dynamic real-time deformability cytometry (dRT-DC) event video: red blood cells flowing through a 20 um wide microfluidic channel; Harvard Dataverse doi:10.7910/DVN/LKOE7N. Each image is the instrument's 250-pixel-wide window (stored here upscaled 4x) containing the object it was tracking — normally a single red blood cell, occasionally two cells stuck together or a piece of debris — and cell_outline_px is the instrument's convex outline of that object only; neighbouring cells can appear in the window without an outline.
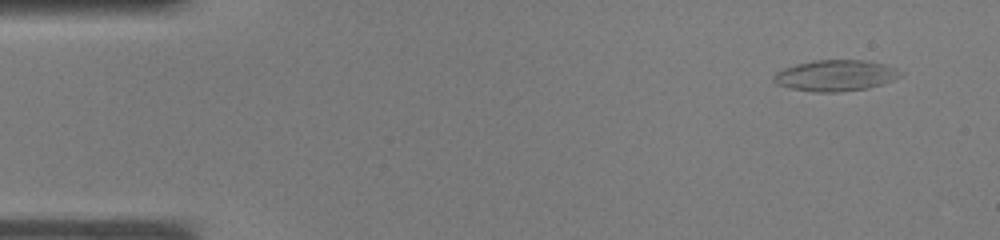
{"species": "common noctule bat (a hibernating species)", "species_latin": "Nyctalus noctula", "temperature_condition": "warm", "stored_images_in_passage": 19, "camera_frame_rate_fps": 3000, "um_per_image_px": 0.085, "animal": {"sex": "male", "body_mass_g": 19.0, "forearm_length_mm": 50.8}, "frame": {"image": 1, "passage_image": 1, "time_ms": 0.0, "image_size_px": [1000, 240], "cell_outline_px": [[904, 72], [900, 76], [892, 80], [868, 88], [836, 92], [812, 92], [788, 88], [776, 84], [772, 80], [772, 76], [776, 72], [784, 68], [796, 64], [812, 60], [868, 60], [884, 64], [896, 68]], "centroid_in_image_um": [70.98, 6.41], "position_along_channel_um": 14.0, "area_um2": 23.12}}
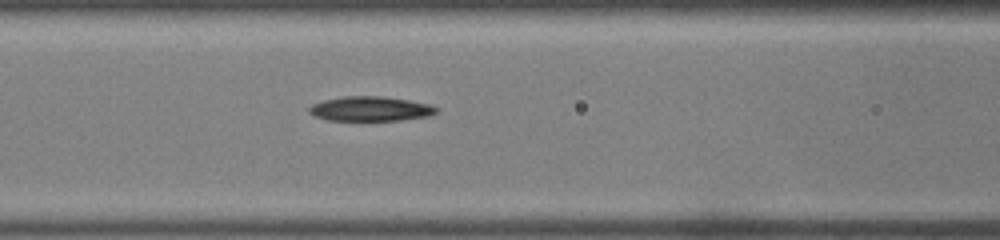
{"frame": {"image": 2, "passage_image": 14, "time_ms": 4.333, "image_size_px": [1000, 240], "cell_outline_px": [[440, 108], [436, 112], [428, 116], [400, 120], [328, 120], [316, 116], [308, 112], [308, 108], [312, 104], [324, 100], [344, 96], [384, 96], [432, 104]], "centroid_in_image_um": [31.51, 9.24], "position_along_channel_um": 135.1, "area_um2": 18.26}}
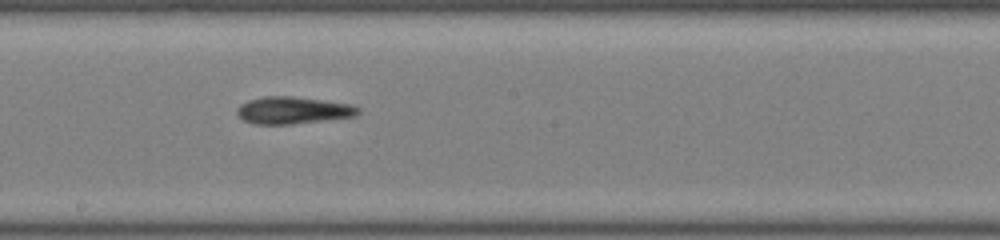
{"frame": {"image": 3, "passage_image": 19, "time_ms": 6.0, "image_size_px": [1000, 240], "cell_outline_px": [[360, 112], [356, 116], [292, 124], [256, 124], [244, 120], [236, 112], [236, 108], [240, 104], [248, 100], [264, 96], [292, 96], [352, 104], [360, 108]], "centroid_in_image_um": [24.91, 9.37], "position_along_channel_um": 223.3, "area_um2": 19.13}}